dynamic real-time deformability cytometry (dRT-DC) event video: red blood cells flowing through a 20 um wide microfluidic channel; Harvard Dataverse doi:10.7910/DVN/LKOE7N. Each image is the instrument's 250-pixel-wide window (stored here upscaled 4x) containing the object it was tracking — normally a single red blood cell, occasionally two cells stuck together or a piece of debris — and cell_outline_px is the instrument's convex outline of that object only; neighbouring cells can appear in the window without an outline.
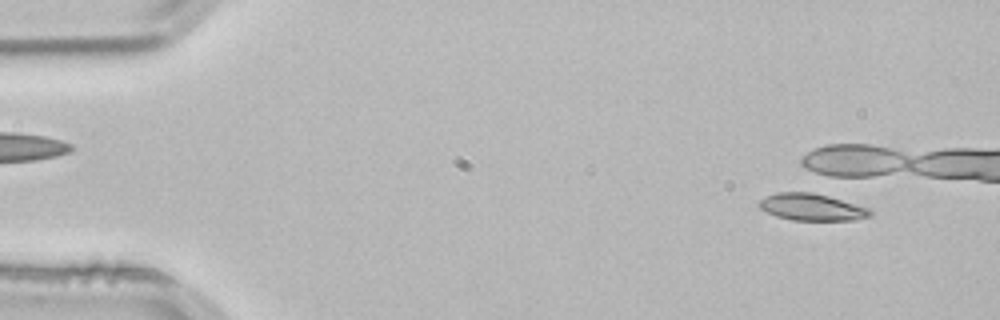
{"species": "common noctule bat (a hibernating species)", "species_latin": "Nyctalus noctula", "temperature_condition": "room temperature", "stored_images_in_passage": 6, "camera_frame_rate_fps": 3000, "um_per_image_px": 0.085, "animal": {"sex": "male", "body_mass_g": 21.5, "forearm_length_mm": 52.0}, "frame": {"image": 1, "passage_image": 4, "time_ms": 1.0, "image_size_px": [1000, 320], "cell_outline_px": [[872, 216], [852, 220], [792, 220], [776, 216], [760, 208], [756, 204], [760, 200], [776, 192], [812, 192], [828, 196], [868, 208], [872, 212]], "centroid_in_image_um": [68.98, 17.61], "position_along_channel_um": 16.0, "area_um2": 17.22}}